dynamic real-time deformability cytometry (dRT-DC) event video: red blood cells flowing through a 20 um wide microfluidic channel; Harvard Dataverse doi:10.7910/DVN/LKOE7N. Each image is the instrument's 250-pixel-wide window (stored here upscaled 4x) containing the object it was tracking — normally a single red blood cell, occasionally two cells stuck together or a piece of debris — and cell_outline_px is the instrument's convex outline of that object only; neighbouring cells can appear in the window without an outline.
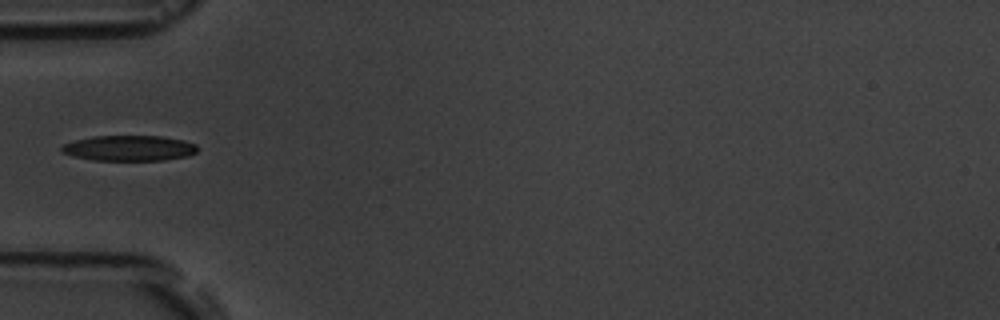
{"species": "common noctule bat (a hibernating species)", "species_latin": "Nyctalus noctula", "temperature_condition": "room temperature", "stored_images_in_passage": 3, "camera_frame_rate_fps": 3000, "um_per_image_px": 0.085, "animal": {"sex": "male", "body_mass_g": 19.5, "forearm_length_mm": 54.6}, "frame": {"image": 1, "passage_image": 2, "time_ms": 1.333, "image_size_px": [1000, 320], "cell_outline_px": [[196, 152], [188, 156], [164, 160], [96, 160], [72, 156], [60, 152], [60, 148], [64, 144], [76, 140], [92, 136], [160, 136], [184, 140], [196, 144]], "centroid_in_image_um": [10.96, 12.59], "position_along_channel_um": 74.0, "area_um2": 20.11}}
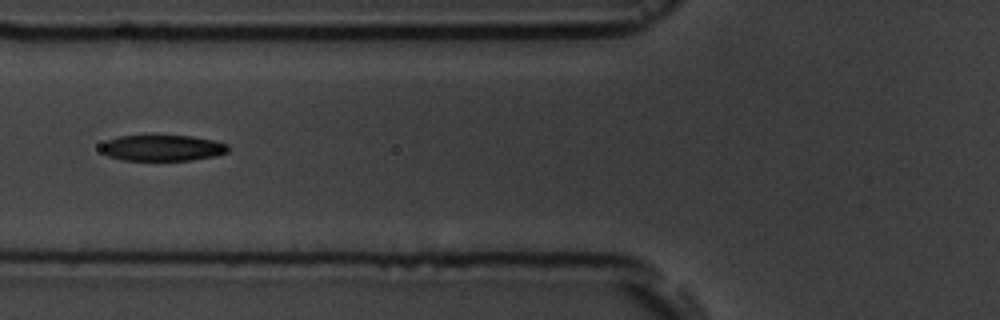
{"frame": {"image": 2, "passage_image": 3, "time_ms": 2.333, "image_size_px": [1000, 320], "cell_outline_px": [[228, 152], [216, 156], [192, 160], [120, 160], [108, 156], [100, 148], [108, 140], [120, 136], [192, 136], [212, 140], [228, 144]], "centroid_in_image_um": [13.84, 12.58], "position_along_channel_um": 112.0, "area_um2": 19.07}}